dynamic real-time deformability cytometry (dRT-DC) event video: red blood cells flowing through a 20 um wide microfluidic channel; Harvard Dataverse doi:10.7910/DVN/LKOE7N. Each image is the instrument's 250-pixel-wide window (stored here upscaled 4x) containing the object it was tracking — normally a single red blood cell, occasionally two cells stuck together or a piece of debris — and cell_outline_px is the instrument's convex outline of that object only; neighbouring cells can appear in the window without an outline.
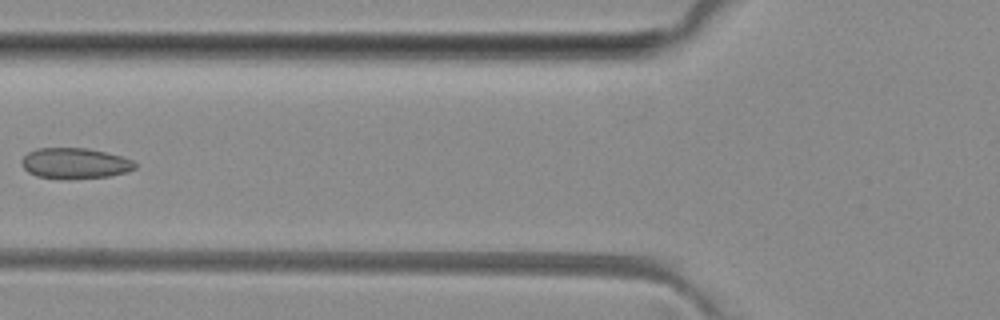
{"species": "common noctule bat (a hibernating species)", "species_latin": "Nyctalus noctula", "temperature_condition": "room temperature", "stored_images_in_passage": 4, "camera_frame_rate_fps": 3000, "um_per_image_px": 0.085, "animal": {"sex": "female", "body_mass_g": 29.2, "forearm_length_mm": 56.3}, "frame": {"image": 1, "passage_image": 4, "time_ms": 4.333, "image_size_px": [1000, 320], "cell_outline_px": [[136, 168], [128, 172], [108, 176], [68, 180], [36, 176], [28, 172], [20, 164], [20, 160], [28, 152], [36, 148], [88, 148], [124, 156], [132, 160], [136, 164]], "centroid_in_image_um": [6.36, 13.89], "position_along_channel_um": 119.4, "area_um2": 20.69}}